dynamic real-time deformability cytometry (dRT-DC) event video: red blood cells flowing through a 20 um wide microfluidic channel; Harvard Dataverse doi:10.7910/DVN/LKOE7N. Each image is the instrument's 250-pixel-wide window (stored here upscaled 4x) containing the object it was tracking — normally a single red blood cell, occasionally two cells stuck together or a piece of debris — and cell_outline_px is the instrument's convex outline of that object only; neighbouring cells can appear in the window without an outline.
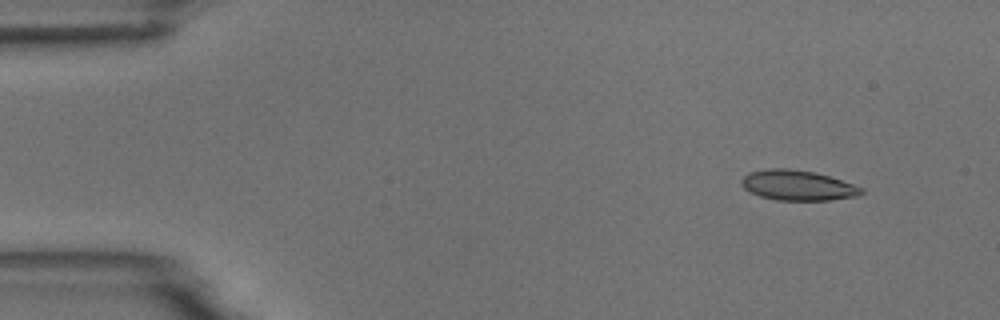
{"species": "common noctule bat (a hibernating species)", "species_latin": "Nyctalus noctula", "temperature_condition": "room temperature", "stored_images_in_passage": 4, "camera_frame_rate_fps": 3000, "um_per_image_px": 0.085, "animal": {"sex": "male", "body_mass_g": 18.8}, "frame": {"image": 1, "passage_image": 2, "time_ms": 1.333, "image_size_px": [1000, 320], "cell_outline_px": [[864, 192], [856, 196], [832, 200], [776, 200], [760, 196], [744, 188], [740, 184], [740, 180], [748, 172], [768, 168], [788, 168], [816, 172], [864, 188]], "centroid_in_image_um": [67.78, 15.75], "position_along_channel_um": 17.2, "area_um2": 21.1}}